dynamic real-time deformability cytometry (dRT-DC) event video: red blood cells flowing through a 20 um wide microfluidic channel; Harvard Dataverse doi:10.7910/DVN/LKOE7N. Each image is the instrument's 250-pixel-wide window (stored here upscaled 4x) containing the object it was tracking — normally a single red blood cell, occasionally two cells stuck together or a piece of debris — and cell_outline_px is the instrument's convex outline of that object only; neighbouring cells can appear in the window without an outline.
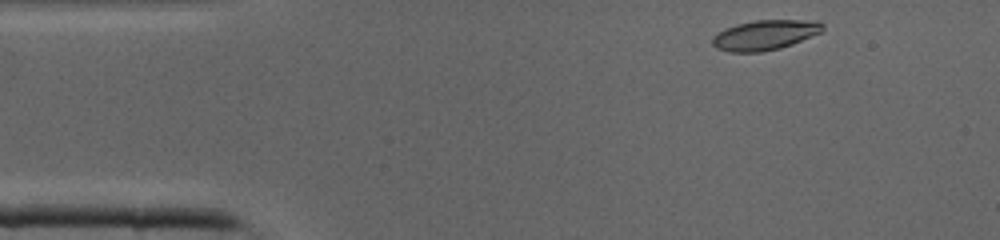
{"species": "common noctule bat (a hibernating species)", "species_latin": "Nyctalus noctula", "temperature_condition": "cold", "stored_images_in_passage": 38, "camera_frame_rate_fps": 3000, "um_per_image_px": 0.085, "animal": {"sex": "male", "body_mass_g": 19.0, "forearm_length_mm": 50.8}, "frame": {"image": 1, "passage_image": 1, "time_ms": 0.0, "image_size_px": [1000, 240], "cell_outline_px": [[824, 28], [820, 32], [792, 44], [780, 48], [760, 52], [728, 52], [716, 48], [712, 44], [712, 36], [724, 28], [736, 24], [756, 20], [816, 20], [824, 24]], "centroid_in_image_um": [64.98, 2.97], "position_along_channel_um": 20.0, "area_um2": 19.31}}
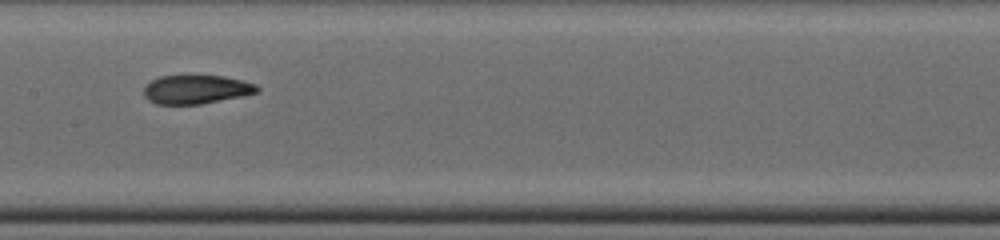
{"frame": {"image": 2, "passage_image": 16, "time_ms": 5.0, "image_size_px": [1000, 240], "cell_outline_px": [[260, 92], [244, 96], [200, 104], [156, 104], [148, 100], [144, 96], [144, 84], [160, 76], [224, 76], [244, 80], [256, 84], [260, 88]], "centroid_in_image_um": [16.71, 7.6], "position_along_channel_um": 190.7, "area_um2": 19.19}}
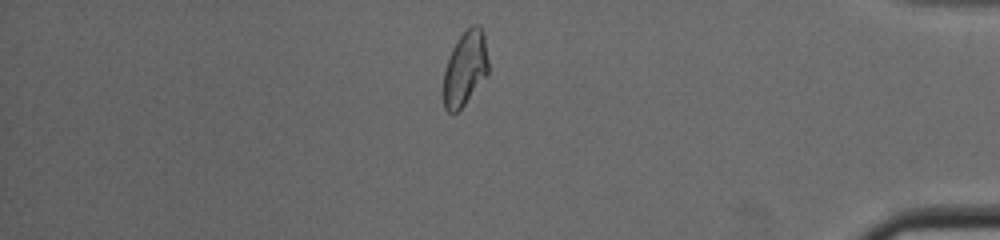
{"frame": {"image": 3, "passage_image": 31, "time_ms": 10.0, "image_size_px": [1000, 240], "cell_outline_px": [[488, 72], [464, 104], [456, 112], [448, 112], [444, 108], [444, 72], [448, 56], [456, 40], [472, 24], [476, 24], [484, 32], [488, 60]], "centroid_in_image_um": [39.52, 5.77], "position_along_channel_um": 395.7, "area_um2": 19.19}}